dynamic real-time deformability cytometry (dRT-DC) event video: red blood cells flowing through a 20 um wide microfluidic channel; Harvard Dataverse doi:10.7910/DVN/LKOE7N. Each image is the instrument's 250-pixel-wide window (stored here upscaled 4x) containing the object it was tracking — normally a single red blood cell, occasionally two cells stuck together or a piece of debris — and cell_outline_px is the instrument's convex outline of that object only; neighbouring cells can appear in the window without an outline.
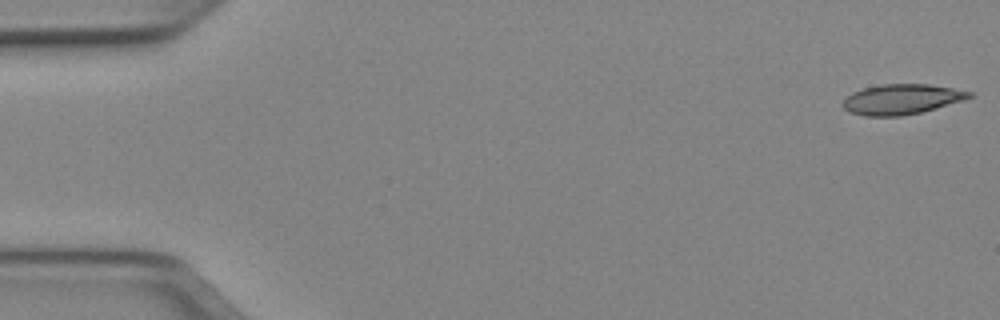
{"species": "Egyptian fruit bat (a non-hibernating species)", "species_latin": "Rousettus aegyptiacus", "temperature_condition": "cold", "stored_images_in_passage": 51, "camera_frame_rate_fps": 3000, "um_per_image_px": 0.085, "animal": {"sex": "female"}, "frame": {"image": 1, "passage_image": 1, "time_ms": 0.0, "image_size_px": [1000, 320], "cell_outline_px": [[972, 96], [964, 100], [920, 112], [900, 116], [864, 116], [848, 112], [840, 104], [844, 96], [852, 92], [864, 88], [880, 84], [928, 84], [952, 88], [972, 92]], "centroid_in_image_um": [76.55, 8.44], "position_along_channel_um": 8.4, "area_um2": 22.31}}
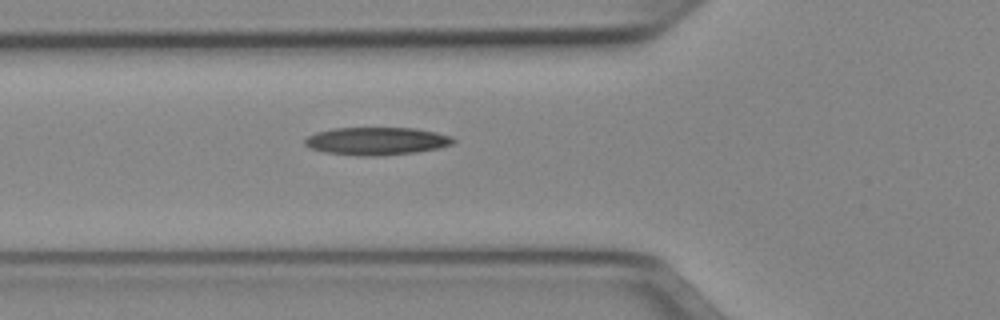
{"frame": {"image": 2, "passage_image": 18, "time_ms": 5.667, "image_size_px": [1000, 320], "cell_outline_px": [[456, 140], [452, 144], [440, 148], [416, 152], [376, 156], [360, 156], [324, 152], [308, 148], [304, 144], [304, 140], [308, 136], [316, 132], [332, 128], [416, 128], [436, 132], [452, 136]], "centroid_in_image_um": [32.0, 11.99], "position_along_channel_um": 93.8, "area_um2": 24.22}}
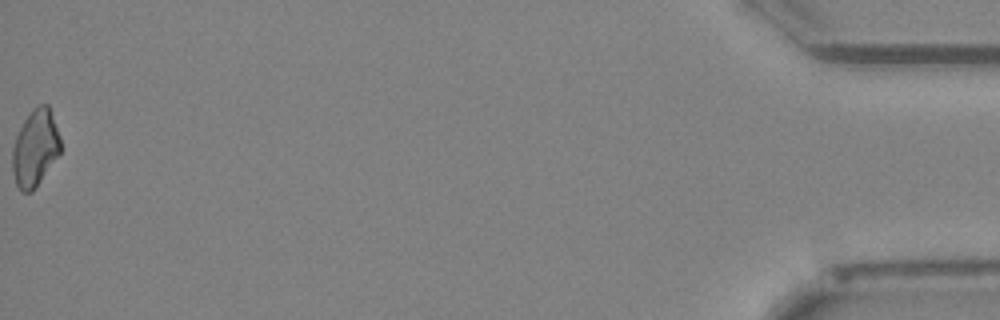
{"frame": {"image": 3, "passage_image": 51, "time_ms": 16.667, "image_size_px": [1000, 320], "cell_outline_px": [[60, 152], [36, 188], [32, 192], [20, 192], [16, 184], [12, 172], [12, 148], [16, 136], [24, 120], [32, 108], [40, 104], [48, 104], [60, 136]], "centroid_in_image_um": [2.97, 12.6], "position_along_channel_um": 432.2, "area_um2": 21.56}, "authors_computed_cell_mechanics": {"area_um2": 22.5998, "velocity_mm_per_s": 3.9844, "shape_relaxation_time_tau1_ms": 9.3594, "shape_relaxation_time_tau2_ms": null, "deformation_change_tau1": 0.1964, "deformation_change_tau2": null}}